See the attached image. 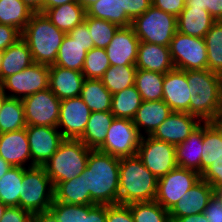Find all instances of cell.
<instances>
[{
  "instance_id": "39",
  "label": "cell",
  "mask_w": 222,
  "mask_h": 222,
  "mask_svg": "<svg viewBox=\"0 0 222 222\" xmlns=\"http://www.w3.org/2000/svg\"><path fill=\"white\" fill-rule=\"evenodd\" d=\"M135 65L110 66L101 81L113 95L135 84Z\"/></svg>"
},
{
  "instance_id": "22",
  "label": "cell",
  "mask_w": 222,
  "mask_h": 222,
  "mask_svg": "<svg viewBox=\"0 0 222 222\" xmlns=\"http://www.w3.org/2000/svg\"><path fill=\"white\" fill-rule=\"evenodd\" d=\"M84 80L81 71L49 66V89L60 100L79 97Z\"/></svg>"
},
{
  "instance_id": "46",
  "label": "cell",
  "mask_w": 222,
  "mask_h": 222,
  "mask_svg": "<svg viewBox=\"0 0 222 222\" xmlns=\"http://www.w3.org/2000/svg\"><path fill=\"white\" fill-rule=\"evenodd\" d=\"M201 178L207 181L215 191L222 188V160L213 162L201 174Z\"/></svg>"
},
{
  "instance_id": "38",
  "label": "cell",
  "mask_w": 222,
  "mask_h": 222,
  "mask_svg": "<svg viewBox=\"0 0 222 222\" xmlns=\"http://www.w3.org/2000/svg\"><path fill=\"white\" fill-rule=\"evenodd\" d=\"M24 167H11L0 178V201L7 207L19 206Z\"/></svg>"
},
{
  "instance_id": "51",
  "label": "cell",
  "mask_w": 222,
  "mask_h": 222,
  "mask_svg": "<svg viewBox=\"0 0 222 222\" xmlns=\"http://www.w3.org/2000/svg\"><path fill=\"white\" fill-rule=\"evenodd\" d=\"M152 5L178 17L185 8V0H152Z\"/></svg>"
},
{
  "instance_id": "35",
  "label": "cell",
  "mask_w": 222,
  "mask_h": 222,
  "mask_svg": "<svg viewBox=\"0 0 222 222\" xmlns=\"http://www.w3.org/2000/svg\"><path fill=\"white\" fill-rule=\"evenodd\" d=\"M165 74L136 69L135 87L142 101L163 100V81Z\"/></svg>"
},
{
  "instance_id": "4",
  "label": "cell",
  "mask_w": 222,
  "mask_h": 222,
  "mask_svg": "<svg viewBox=\"0 0 222 222\" xmlns=\"http://www.w3.org/2000/svg\"><path fill=\"white\" fill-rule=\"evenodd\" d=\"M65 35L41 12L34 13L21 32V38L27 43L34 63L48 66L54 65Z\"/></svg>"
},
{
  "instance_id": "56",
  "label": "cell",
  "mask_w": 222,
  "mask_h": 222,
  "mask_svg": "<svg viewBox=\"0 0 222 222\" xmlns=\"http://www.w3.org/2000/svg\"><path fill=\"white\" fill-rule=\"evenodd\" d=\"M31 222H59L50 211L36 213Z\"/></svg>"
},
{
  "instance_id": "9",
  "label": "cell",
  "mask_w": 222,
  "mask_h": 222,
  "mask_svg": "<svg viewBox=\"0 0 222 222\" xmlns=\"http://www.w3.org/2000/svg\"><path fill=\"white\" fill-rule=\"evenodd\" d=\"M137 156L157 179L178 167L176 146L150 135L141 137Z\"/></svg>"
},
{
  "instance_id": "6",
  "label": "cell",
  "mask_w": 222,
  "mask_h": 222,
  "mask_svg": "<svg viewBox=\"0 0 222 222\" xmlns=\"http://www.w3.org/2000/svg\"><path fill=\"white\" fill-rule=\"evenodd\" d=\"M19 207L32 215L49 211L54 201V185L44 166L24 168Z\"/></svg>"
},
{
  "instance_id": "17",
  "label": "cell",
  "mask_w": 222,
  "mask_h": 222,
  "mask_svg": "<svg viewBox=\"0 0 222 222\" xmlns=\"http://www.w3.org/2000/svg\"><path fill=\"white\" fill-rule=\"evenodd\" d=\"M139 43L131 26L120 27L105 48L110 65H136Z\"/></svg>"
},
{
  "instance_id": "65",
  "label": "cell",
  "mask_w": 222,
  "mask_h": 222,
  "mask_svg": "<svg viewBox=\"0 0 222 222\" xmlns=\"http://www.w3.org/2000/svg\"><path fill=\"white\" fill-rule=\"evenodd\" d=\"M1 60H2V52L0 51V66H1Z\"/></svg>"
},
{
  "instance_id": "37",
  "label": "cell",
  "mask_w": 222,
  "mask_h": 222,
  "mask_svg": "<svg viewBox=\"0 0 222 222\" xmlns=\"http://www.w3.org/2000/svg\"><path fill=\"white\" fill-rule=\"evenodd\" d=\"M22 99L8 97L0 111V134L26 128Z\"/></svg>"
},
{
  "instance_id": "32",
  "label": "cell",
  "mask_w": 222,
  "mask_h": 222,
  "mask_svg": "<svg viewBox=\"0 0 222 222\" xmlns=\"http://www.w3.org/2000/svg\"><path fill=\"white\" fill-rule=\"evenodd\" d=\"M54 200L74 205H93L90 194L85 193L83 173L71 180L58 183L54 189Z\"/></svg>"
},
{
  "instance_id": "2",
  "label": "cell",
  "mask_w": 222,
  "mask_h": 222,
  "mask_svg": "<svg viewBox=\"0 0 222 222\" xmlns=\"http://www.w3.org/2000/svg\"><path fill=\"white\" fill-rule=\"evenodd\" d=\"M190 89V114L202 122L222 115V75L208 69L186 71Z\"/></svg>"
},
{
  "instance_id": "1",
  "label": "cell",
  "mask_w": 222,
  "mask_h": 222,
  "mask_svg": "<svg viewBox=\"0 0 222 222\" xmlns=\"http://www.w3.org/2000/svg\"><path fill=\"white\" fill-rule=\"evenodd\" d=\"M120 158L99 150H91L83 172L85 193L92 204H118Z\"/></svg>"
},
{
  "instance_id": "30",
  "label": "cell",
  "mask_w": 222,
  "mask_h": 222,
  "mask_svg": "<svg viewBox=\"0 0 222 222\" xmlns=\"http://www.w3.org/2000/svg\"><path fill=\"white\" fill-rule=\"evenodd\" d=\"M80 97L91 112L111 110L112 94L103 85L101 79H85Z\"/></svg>"
},
{
  "instance_id": "3",
  "label": "cell",
  "mask_w": 222,
  "mask_h": 222,
  "mask_svg": "<svg viewBox=\"0 0 222 222\" xmlns=\"http://www.w3.org/2000/svg\"><path fill=\"white\" fill-rule=\"evenodd\" d=\"M157 182L137 155L120 158L118 203L129 205L153 201Z\"/></svg>"
},
{
  "instance_id": "8",
  "label": "cell",
  "mask_w": 222,
  "mask_h": 222,
  "mask_svg": "<svg viewBox=\"0 0 222 222\" xmlns=\"http://www.w3.org/2000/svg\"><path fill=\"white\" fill-rule=\"evenodd\" d=\"M169 51L175 69L183 71L208 69V54L204 38L177 31L170 41Z\"/></svg>"
},
{
  "instance_id": "10",
  "label": "cell",
  "mask_w": 222,
  "mask_h": 222,
  "mask_svg": "<svg viewBox=\"0 0 222 222\" xmlns=\"http://www.w3.org/2000/svg\"><path fill=\"white\" fill-rule=\"evenodd\" d=\"M0 86L10 98L23 99L49 88V66L33 63L19 73L6 77Z\"/></svg>"
},
{
  "instance_id": "5",
  "label": "cell",
  "mask_w": 222,
  "mask_h": 222,
  "mask_svg": "<svg viewBox=\"0 0 222 222\" xmlns=\"http://www.w3.org/2000/svg\"><path fill=\"white\" fill-rule=\"evenodd\" d=\"M91 150L79 139H64L44 165L54 187L81 175L87 167Z\"/></svg>"
},
{
  "instance_id": "53",
  "label": "cell",
  "mask_w": 222,
  "mask_h": 222,
  "mask_svg": "<svg viewBox=\"0 0 222 222\" xmlns=\"http://www.w3.org/2000/svg\"><path fill=\"white\" fill-rule=\"evenodd\" d=\"M107 205H88V214H83V222H106Z\"/></svg>"
},
{
  "instance_id": "62",
  "label": "cell",
  "mask_w": 222,
  "mask_h": 222,
  "mask_svg": "<svg viewBox=\"0 0 222 222\" xmlns=\"http://www.w3.org/2000/svg\"><path fill=\"white\" fill-rule=\"evenodd\" d=\"M212 123L221 131L222 133V115L217 119L212 121Z\"/></svg>"
},
{
  "instance_id": "45",
  "label": "cell",
  "mask_w": 222,
  "mask_h": 222,
  "mask_svg": "<svg viewBox=\"0 0 222 222\" xmlns=\"http://www.w3.org/2000/svg\"><path fill=\"white\" fill-rule=\"evenodd\" d=\"M106 222H135L128 205H107Z\"/></svg>"
},
{
  "instance_id": "23",
  "label": "cell",
  "mask_w": 222,
  "mask_h": 222,
  "mask_svg": "<svg viewBox=\"0 0 222 222\" xmlns=\"http://www.w3.org/2000/svg\"><path fill=\"white\" fill-rule=\"evenodd\" d=\"M136 68L165 74L173 69L169 47L140 41Z\"/></svg>"
},
{
  "instance_id": "57",
  "label": "cell",
  "mask_w": 222,
  "mask_h": 222,
  "mask_svg": "<svg viewBox=\"0 0 222 222\" xmlns=\"http://www.w3.org/2000/svg\"><path fill=\"white\" fill-rule=\"evenodd\" d=\"M69 2H78V0H45V3L42 7V13H44L47 9L64 5Z\"/></svg>"
},
{
  "instance_id": "52",
  "label": "cell",
  "mask_w": 222,
  "mask_h": 222,
  "mask_svg": "<svg viewBox=\"0 0 222 222\" xmlns=\"http://www.w3.org/2000/svg\"><path fill=\"white\" fill-rule=\"evenodd\" d=\"M204 214L209 222H222V202L215 194L206 206Z\"/></svg>"
},
{
  "instance_id": "48",
  "label": "cell",
  "mask_w": 222,
  "mask_h": 222,
  "mask_svg": "<svg viewBox=\"0 0 222 222\" xmlns=\"http://www.w3.org/2000/svg\"><path fill=\"white\" fill-rule=\"evenodd\" d=\"M21 38V33L12 26L0 24V51L3 52Z\"/></svg>"
},
{
  "instance_id": "41",
  "label": "cell",
  "mask_w": 222,
  "mask_h": 222,
  "mask_svg": "<svg viewBox=\"0 0 222 222\" xmlns=\"http://www.w3.org/2000/svg\"><path fill=\"white\" fill-rule=\"evenodd\" d=\"M128 206L135 222H171L169 211L155 200L132 203Z\"/></svg>"
},
{
  "instance_id": "63",
  "label": "cell",
  "mask_w": 222,
  "mask_h": 222,
  "mask_svg": "<svg viewBox=\"0 0 222 222\" xmlns=\"http://www.w3.org/2000/svg\"><path fill=\"white\" fill-rule=\"evenodd\" d=\"M7 208L6 205H4L1 201H0V220L4 214L5 209Z\"/></svg>"
},
{
  "instance_id": "54",
  "label": "cell",
  "mask_w": 222,
  "mask_h": 222,
  "mask_svg": "<svg viewBox=\"0 0 222 222\" xmlns=\"http://www.w3.org/2000/svg\"><path fill=\"white\" fill-rule=\"evenodd\" d=\"M203 9L207 10L215 21H222V0H201Z\"/></svg>"
},
{
  "instance_id": "60",
  "label": "cell",
  "mask_w": 222,
  "mask_h": 222,
  "mask_svg": "<svg viewBox=\"0 0 222 222\" xmlns=\"http://www.w3.org/2000/svg\"><path fill=\"white\" fill-rule=\"evenodd\" d=\"M97 0H78V2L84 7L86 10L89 6L94 4Z\"/></svg>"
},
{
  "instance_id": "11",
  "label": "cell",
  "mask_w": 222,
  "mask_h": 222,
  "mask_svg": "<svg viewBox=\"0 0 222 222\" xmlns=\"http://www.w3.org/2000/svg\"><path fill=\"white\" fill-rule=\"evenodd\" d=\"M200 179L201 174L197 171L176 167L158 179L154 200L170 211Z\"/></svg>"
},
{
  "instance_id": "13",
  "label": "cell",
  "mask_w": 222,
  "mask_h": 222,
  "mask_svg": "<svg viewBox=\"0 0 222 222\" xmlns=\"http://www.w3.org/2000/svg\"><path fill=\"white\" fill-rule=\"evenodd\" d=\"M27 126L57 127L61 100L47 88L22 99Z\"/></svg>"
},
{
  "instance_id": "16",
  "label": "cell",
  "mask_w": 222,
  "mask_h": 222,
  "mask_svg": "<svg viewBox=\"0 0 222 222\" xmlns=\"http://www.w3.org/2000/svg\"><path fill=\"white\" fill-rule=\"evenodd\" d=\"M203 122L187 112H173L150 136L172 145H179Z\"/></svg>"
},
{
  "instance_id": "44",
  "label": "cell",
  "mask_w": 222,
  "mask_h": 222,
  "mask_svg": "<svg viewBox=\"0 0 222 222\" xmlns=\"http://www.w3.org/2000/svg\"><path fill=\"white\" fill-rule=\"evenodd\" d=\"M49 211L59 222H83V214H88V205H74L54 200Z\"/></svg>"
},
{
  "instance_id": "55",
  "label": "cell",
  "mask_w": 222,
  "mask_h": 222,
  "mask_svg": "<svg viewBox=\"0 0 222 222\" xmlns=\"http://www.w3.org/2000/svg\"><path fill=\"white\" fill-rule=\"evenodd\" d=\"M171 222H209L204 213L188 215L180 218H170Z\"/></svg>"
},
{
  "instance_id": "12",
  "label": "cell",
  "mask_w": 222,
  "mask_h": 222,
  "mask_svg": "<svg viewBox=\"0 0 222 222\" xmlns=\"http://www.w3.org/2000/svg\"><path fill=\"white\" fill-rule=\"evenodd\" d=\"M141 137L133 120L114 118L98 150L117 158L135 156Z\"/></svg>"
},
{
  "instance_id": "18",
  "label": "cell",
  "mask_w": 222,
  "mask_h": 222,
  "mask_svg": "<svg viewBox=\"0 0 222 222\" xmlns=\"http://www.w3.org/2000/svg\"><path fill=\"white\" fill-rule=\"evenodd\" d=\"M214 22L210 13L203 9L201 0H185V8L177 17V31L204 38Z\"/></svg>"
},
{
  "instance_id": "7",
  "label": "cell",
  "mask_w": 222,
  "mask_h": 222,
  "mask_svg": "<svg viewBox=\"0 0 222 222\" xmlns=\"http://www.w3.org/2000/svg\"><path fill=\"white\" fill-rule=\"evenodd\" d=\"M131 27L140 41L169 47L177 32V17L152 5Z\"/></svg>"
},
{
  "instance_id": "61",
  "label": "cell",
  "mask_w": 222,
  "mask_h": 222,
  "mask_svg": "<svg viewBox=\"0 0 222 222\" xmlns=\"http://www.w3.org/2000/svg\"><path fill=\"white\" fill-rule=\"evenodd\" d=\"M7 98H8L7 94L2 90V87L0 86V111Z\"/></svg>"
},
{
  "instance_id": "21",
  "label": "cell",
  "mask_w": 222,
  "mask_h": 222,
  "mask_svg": "<svg viewBox=\"0 0 222 222\" xmlns=\"http://www.w3.org/2000/svg\"><path fill=\"white\" fill-rule=\"evenodd\" d=\"M215 190L202 178L181 197V200L169 211V218H180L204 213Z\"/></svg>"
},
{
  "instance_id": "20",
  "label": "cell",
  "mask_w": 222,
  "mask_h": 222,
  "mask_svg": "<svg viewBox=\"0 0 222 222\" xmlns=\"http://www.w3.org/2000/svg\"><path fill=\"white\" fill-rule=\"evenodd\" d=\"M0 157L11 167H32L26 128L0 134Z\"/></svg>"
},
{
  "instance_id": "50",
  "label": "cell",
  "mask_w": 222,
  "mask_h": 222,
  "mask_svg": "<svg viewBox=\"0 0 222 222\" xmlns=\"http://www.w3.org/2000/svg\"><path fill=\"white\" fill-rule=\"evenodd\" d=\"M67 34L69 35V37H71L73 41L79 42L80 44H89V50L94 47L89 28L84 21L74 27Z\"/></svg>"
},
{
  "instance_id": "29",
  "label": "cell",
  "mask_w": 222,
  "mask_h": 222,
  "mask_svg": "<svg viewBox=\"0 0 222 222\" xmlns=\"http://www.w3.org/2000/svg\"><path fill=\"white\" fill-rule=\"evenodd\" d=\"M88 51L89 44H80L79 42L73 41L71 37L66 34L58 50L54 65L82 72Z\"/></svg>"
},
{
  "instance_id": "43",
  "label": "cell",
  "mask_w": 222,
  "mask_h": 222,
  "mask_svg": "<svg viewBox=\"0 0 222 222\" xmlns=\"http://www.w3.org/2000/svg\"><path fill=\"white\" fill-rule=\"evenodd\" d=\"M110 66L106 50L93 47L86 53L82 74L85 79H101Z\"/></svg>"
},
{
  "instance_id": "40",
  "label": "cell",
  "mask_w": 222,
  "mask_h": 222,
  "mask_svg": "<svg viewBox=\"0 0 222 222\" xmlns=\"http://www.w3.org/2000/svg\"><path fill=\"white\" fill-rule=\"evenodd\" d=\"M208 70L222 75V21H215L204 37Z\"/></svg>"
},
{
  "instance_id": "26",
  "label": "cell",
  "mask_w": 222,
  "mask_h": 222,
  "mask_svg": "<svg viewBox=\"0 0 222 222\" xmlns=\"http://www.w3.org/2000/svg\"><path fill=\"white\" fill-rule=\"evenodd\" d=\"M34 63L27 43L20 38L2 52L0 83L8 76L19 73Z\"/></svg>"
},
{
  "instance_id": "49",
  "label": "cell",
  "mask_w": 222,
  "mask_h": 222,
  "mask_svg": "<svg viewBox=\"0 0 222 222\" xmlns=\"http://www.w3.org/2000/svg\"><path fill=\"white\" fill-rule=\"evenodd\" d=\"M32 214L19 206L7 207L0 222H31Z\"/></svg>"
},
{
  "instance_id": "42",
  "label": "cell",
  "mask_w": 222,
  "mask_h": 222,
  "mask_svg": "<svg viewBox=\"0 0 222 222\" xmlns=\"http://www.w3.org/2000/svg\"><path fill=\"white\" fill-rule=\"evenodd\" d=\"M84 22L89 28L94 47L105 49L111 42L114 34L120 28L118 25L106 20L85 15Z\"/></svg>"
},
{
  "instance_id": "58",
  "label": "cell",
  "mask_w": 222,
  "mask_h": 222,
  "mask_svg": "<svg viewBox=\"0 0 222 222\" xmlns=\"http://www.w3.org/2000/svg\"><path fill=\"white\" fill-rule=\"evenodd\" d=\"M28 7H30L35 13L41 12L45 0H22Z\"/></svg>"
},
{
  "instance_id": "59",
  "label": "cell",
  "mask_w": 222,
  "mask_h": 222,
  "mask_svg": "<svg viewBox=\"0 0 222 222\" xmlns=\"http://www.w3.org/2000/svg\"><path fill=\"white\" fill-rule=\"evenodd\" d=\"M10 168L11 165L0 157V178L3 177Z\"/></svg>"
},
{
  "instance_id": "34",
  "label": "cell",
  "mask_w": 222,
  "mask_h": 222,
  "mask_svg": "<svg viewBox=\"0 0 222 222\" xmlns=\"http://www.w3.org/2000/svg\"><path fill=\"white\" fill-rule=\"evenodd\" d=\"M142 98L135 85L112 95L111 113L115 118L133 120Z\"/></svg>"
},
{
  "instance_id": "64",
  "label": "cell",
  "mask_w": 222,
  "mask_h": 222,
  "mask_svg": "<svg viewBox=\"0 0 222 222\" xmlns=\"http://www.w3.org/2000/svg\"><path fill=\"white\" fill-rule=\"evenodd\" d=\"M215 195L220 199L222 202V188L215 191Z\"/></svg>"
},
{
  "instance_id": "33",
  "label": "cell",
  "mask_w": 222,
  "mask_h": 222,
  "mask_svg": "<svg viewBox=\"0 0 222 222\" xmlns=\"http://www.w3.org/2000/svg\"><path fill=\"white\" fill-rule=\"evenodd\" d=\"M34 13L22 0H0V24L15 27L20 33Z\"/></svg>"
},
{
  "instance_id": "14",
  "label": "cell",
  "mask_w": 222,
  "mask_h": 222,
  "mask_svg": "<svg viewBox=\"0 0 222 222\" xmlns=\"http://www.w3.org/2000/svg\"><path fill=\"white\" fill-rule=\"evenodd\" d=\"M90 114L89 107L80 96L61 100L57 128L64 139H80Z\"/></svg>"
},
{
  "instance_id": "28",
  "label": "cell",
  "mask_w": 222,
  "mask_h": 222,
  "mask_svg": "<svg viewBox=\"0 0 222 222\" xmlns=\"http://www.w3.org/2000/svg\"><path fill=\"white\" fill-rule=\"evenodd\" d=\"M114 118L111 111L91 112L84 133L79 140L88 148L98 150L104 144L108 128Z\"/></svg>"
},
{
  "instance_id": "25",
  "label": "cell",
  "mask_w": 222,
  "mask_h": 222,
  "mask_svg": "<svg viewBox=\"0 0 222 222\" xmlns=\"http://www.w3.org/2000/svg\"><path fill=\"white\" fill-rule=\"evenodd\" d=\"M203 135L204 122L184 142L176 145L178 167L192 169L201 174Z\"/></svg>"
},
{
  "instance_id": "36",
  "label": "cell",
  "mask_w": 222,
  "mask_h": 222,
  "mask_svg": "<svg viewBox=\"0 0 222 222\" xmlns=\"http://www.w3.org/2000/svg\"><path fill=\"white\" fill-rule=\"evenodd\" d=\"M201 174L215 161L222 160V133L212 123L204 122Z\"/></svg>"
},
{
  "instance_id": "24",
  "label": "cell",
  "mask_w": 222,
  "mask_h": 222,
  "mask_svg": "<svg viewBox=\"0 0 222 222\" xmlns=\"http://www.w3.org/2000/svg\"><path fill=\"white\" fill-rule=\"evenodd\" d=\"M173 111L163 101H142L133 123L141 136L151 135Z\"/></svg>"
},
{
  "instance_id": "47",
  "label": "cell",
  "mask_w": 222,
  "mask_h": 222,
  "mask_svg": "<svg viewBox=\"0 0 222 222\" xmlns=\"http://www.w3.org/2000/svg\"><path fill=\"white\" fill-rule=\"evenodd\" d=\"M123 11L133 21L152 6V0H122Z\"/></svg>"
},
{
  "instance_id": "27",
  "label": "cell",
  "mask_w": 222,
  "mask_h": 222,
  "mask_svg": "<svg viewBox=\"0 0 222 222\" xmlns=\"http://www.w3.org/2000/svg\"><path fill=\"white\" fill-rule=\"evenodd\" d=\"M45 16L66 34L84 21L86 10L79 2H69L47 9Z\"/></svg>"
},
{
  "instance_id": "15",
  "label": "cell",
  "mask_w": 222,
  "mask_h": 222,
  "mask_svg": "<svg viewBox=\"0 0 222 222\" xmlns=\"http://www.w3.org/2000/svg\"><path fill=\"white\" fill-rule=\"evenodd\" d=\"M32 166H44L64 140L57 127H26Z\"/></svg>"
},
{
  "instance_id": "19",
  "label": "cell",
  "mask_w": 222,
  "mask_h": 222,
  "mask_svg": "<svg viewBox=\"0 0 222 222\" xmlns=\"http://www.w3.org/2000/svg\"><path fill=\"white\" fill-rule=\"evenodd\" d=\"M190 96L186 71L173 69L165 73L163 101L173 112H187L190 114Z\"/></svg>"
},
{
  "instance_id": "31",
  "label": "cell",
  "mask_w": 222,
  "mask_h": 222,
  "mask_svg": "<svg viewBox=\"0 0 222 222\" xmlns=\"http://www.w3.org/2000/svg\"><path fill=\"white\" fill-rule=\"evenodd\" d=\"M86 15L109 21L119 27H129L132 20L123 11L122 0H97L86 9Z\"/></svg>"
}]
</instances>
